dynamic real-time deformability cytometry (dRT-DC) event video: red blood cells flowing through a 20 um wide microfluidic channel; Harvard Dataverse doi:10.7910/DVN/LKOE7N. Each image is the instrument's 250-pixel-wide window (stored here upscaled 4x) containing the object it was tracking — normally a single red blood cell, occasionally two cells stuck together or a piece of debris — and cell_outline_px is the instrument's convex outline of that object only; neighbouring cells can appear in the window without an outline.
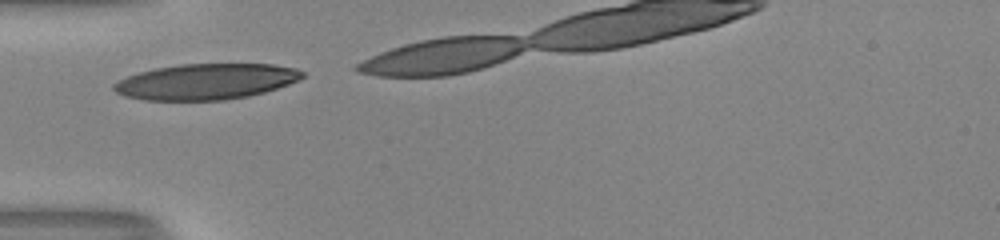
{"species": "human", "species_latin": "Homo sapiens", "temperature_condition": "room temperature", "stored_images_in_passage": 6, "camera_frame_rate_fps": 3000, "um_per_image_px": 0.085, "donor": {"sex": "male"}, "frame": {"image": 1, "passage_image": 1, "time_ms": 0.0, "image_size_px": [1000, 240], "cell_outline_px": [[304, 76], [300, 80], [264, 92], [248, 96], [224, 100], [144, 100], [124, 96], [116, 92], [112, 88], [112, 84], [128, 76], [140, 72], [156, 68], [180, 64], [272, 64], [296, 68], [304, 72]], "centroid_in_image_um": [17.51, 6.93], "position_along_channel_um": 67.5, "area_um2": 39.25}}
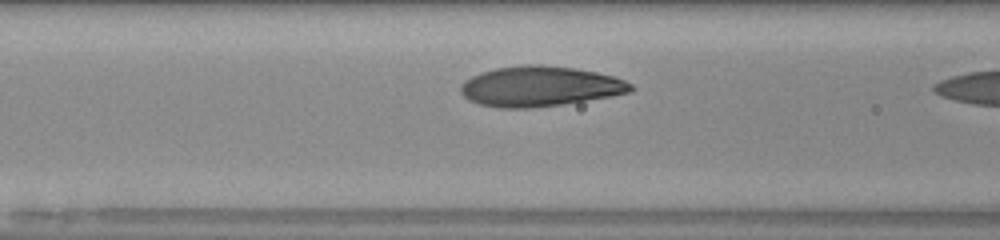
{"frame": {"image": 2, "passage_image": 5, "time_ms": 1.333, "image_size_px": [1000, 240], "cell_outline_px": [[636, 88], [632, 92], [612, 96], [560, 104], [528, 108], [500, 108], [480, 104], [468, 100], [460, 92], [460, 84], [464, 80], [480, 72], [496, 68], [524, 64], [540, 64], [572, 68], [596, 72], [612, 76], [624, 80], [632, 84]], "centroid_in_image_um": [45.87, 7.33], "position_along_channel_um": 120.7, "area_um2": 39.88}}